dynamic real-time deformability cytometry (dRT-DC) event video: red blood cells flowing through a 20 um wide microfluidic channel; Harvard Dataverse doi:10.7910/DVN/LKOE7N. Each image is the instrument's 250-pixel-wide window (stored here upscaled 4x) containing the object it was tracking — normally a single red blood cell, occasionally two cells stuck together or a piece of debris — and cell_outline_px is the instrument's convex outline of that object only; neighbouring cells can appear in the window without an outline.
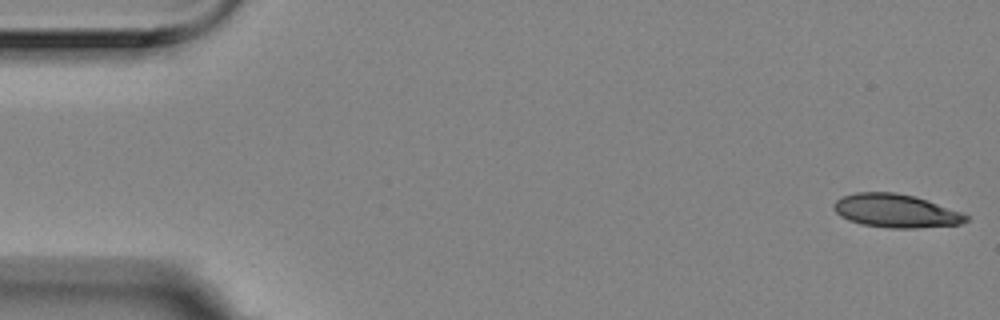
{"species": "Egyptian fruit bat (a non-hibernating species)", "species_latin": "Rousettus aegyptiacus", "temperature_condition": "room temperature", "stored_images_in_passage": 19, "camera_frame_rate_fps": 3000, "um_per_image_px": 0.085, "animal": {"sex": "female"}, "frame": {"image": 1, "passage_image": 1, "time_ms": 0.0, "image_size_px": [1000, 320], "cell_outline_px": [[968, 220], [960, 224], [916, 228], [888, 228], [860, 224], [848, 220], [840, 216], [832, 208], [832, 204], [836, 200], [844, 196], [856, 192], [896, 192], [916, 196], [964, 212], [968, 216]], "centroid_in_image_um": [76.15, 17.92], "position_along_channel_um": 8.8, "area_um2": 26.07}}
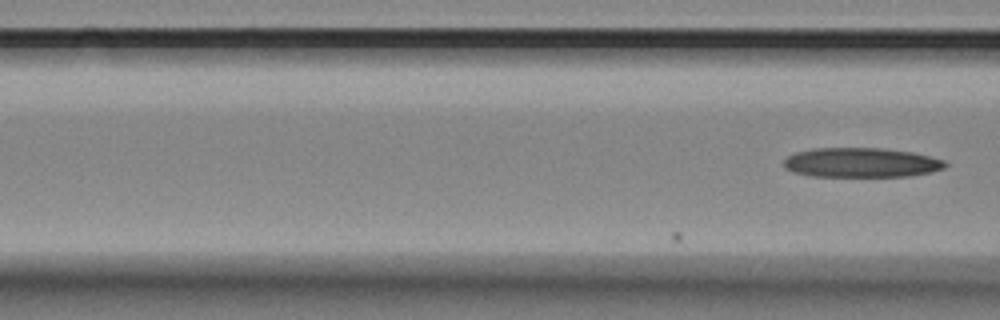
{"frame": {"image": 2, "passage_image": 19, "time_ms": 6.0, "image_size_px": [1000, 320], "cell_outline_px": [[948, 164], [944, 168], [928, 172], [908, 176], [812, 176], [796, 172], [784, 168], [784, 160], [788, 156], [796, 152], [812, 148], [884, 148], [912, 152], [944, 160]], "centroid_in_image_um": [73.19, 13.81], "position_along_channel_um": 93.4, "area_um2": 27.63}}